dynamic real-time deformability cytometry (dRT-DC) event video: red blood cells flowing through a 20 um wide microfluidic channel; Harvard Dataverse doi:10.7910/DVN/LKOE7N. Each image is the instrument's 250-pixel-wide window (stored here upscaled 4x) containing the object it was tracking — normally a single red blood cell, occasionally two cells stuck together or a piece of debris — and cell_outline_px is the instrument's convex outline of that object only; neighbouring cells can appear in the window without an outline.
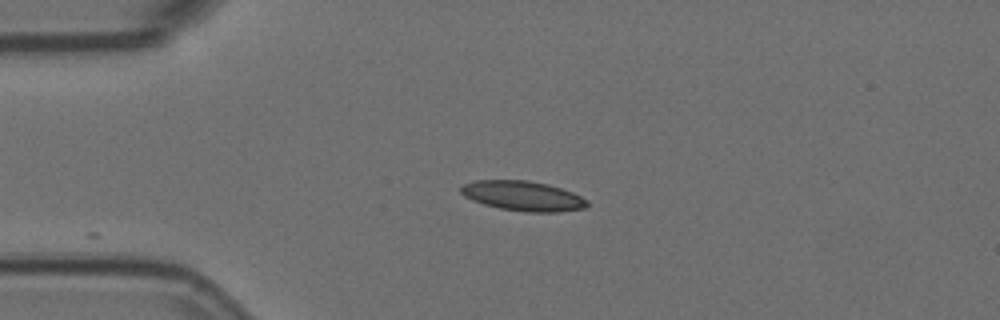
{"species": "Egyptian fruit bat (a non-hibernating species)", "species_latin": "Rousettus aegyptiacus", "temperature_condition": "room temperature", "stored_images_in_passage": 6, "camera_frame_rate_fps": 3000, "um_per_image_px": 0.085, "animal": {"sex": "female"}, "frame": {"image": 1, "passage_image": 1, "time_ms": 0.0, "image_size_px": [1000, 320], "cell_outline_px": [[588, 204], [584, 208], [556, 212], [528, 212], [500, 208], [484, 204], [472, 200], [464, 196], [460, 192], [460, 188], [464, 184], [476, 180], [528, 180], [548, 184], [572, 192], [588, 200]], "centroid_in_image_um": [44.44, 16.65], "position_along_channel_um": 40.6, "area_um2": 21.85}}